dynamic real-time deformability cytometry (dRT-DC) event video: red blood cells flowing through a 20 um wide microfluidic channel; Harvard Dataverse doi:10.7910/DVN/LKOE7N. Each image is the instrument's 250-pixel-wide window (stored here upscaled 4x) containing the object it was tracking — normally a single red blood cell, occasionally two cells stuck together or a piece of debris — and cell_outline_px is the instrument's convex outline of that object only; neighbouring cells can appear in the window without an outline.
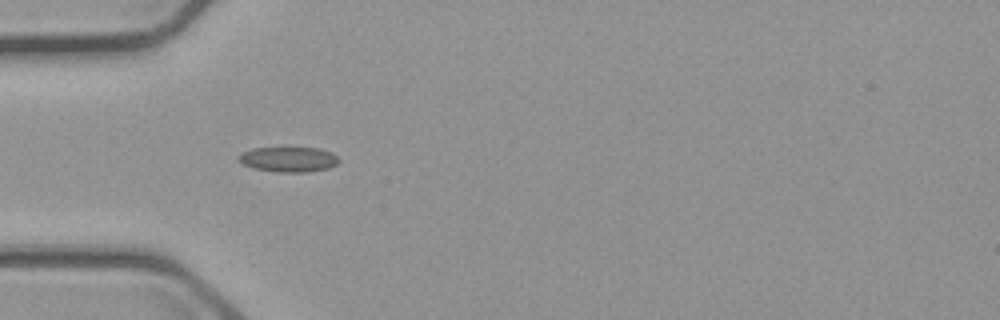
{"species": "common noctule bat (a hibernating species)", "species_latin": "Nyctalus noctula", "temperature_condition": "cold", "stored_images_in_passage": 2, "camera_frame_rate_fps": 3000, "um_per_image_px": 0.085, "animal": {"sex": "male", "body_mass_g": 23.1, "forearm_length_mm": 52.7}, "frame": {"image": 1, "passage_image": 1, "time_ms": 0.0, "image_size_px": [1000, 320], "cell_outline_px": [[340, 160], [336, 164], [328, 168], [308, 172], [280, 172], [252, 168], [244, 164], [236, 156], [252, 148], [316, 148], [332, 152]], "centroid_in_image_um": [24.53, 13.55], "position_along_channel_um": 60.5, "area_um2": 14.51}}
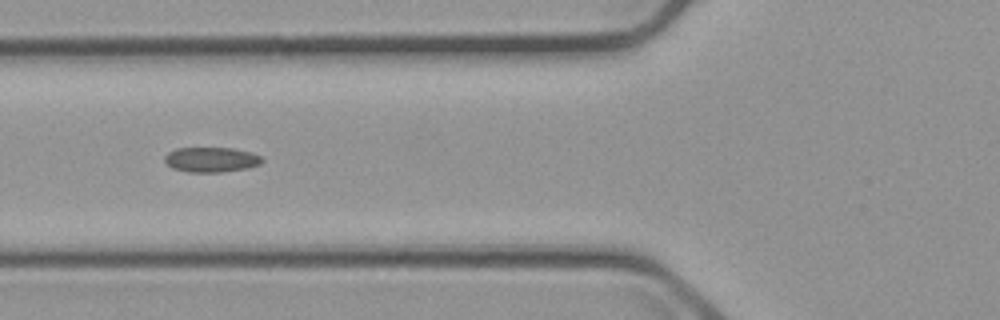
{"frame": {"image": 2, "passage_image": 2, "time_ms": 1.333, "image_size_px": [1000, 320], "cell_outline_px": [[264, 160], [260, 164], [248, 168], [224, 172], [188, 172], [172, 168], [164, 160], [164, 156], [168, 152], [176, 148], [232, 148], [252, 152], [260, 156]], "centroid_in_image_um": [17.96, 13.57], "position_along_channel_um": 107.8, "area_um2": 14.28}}